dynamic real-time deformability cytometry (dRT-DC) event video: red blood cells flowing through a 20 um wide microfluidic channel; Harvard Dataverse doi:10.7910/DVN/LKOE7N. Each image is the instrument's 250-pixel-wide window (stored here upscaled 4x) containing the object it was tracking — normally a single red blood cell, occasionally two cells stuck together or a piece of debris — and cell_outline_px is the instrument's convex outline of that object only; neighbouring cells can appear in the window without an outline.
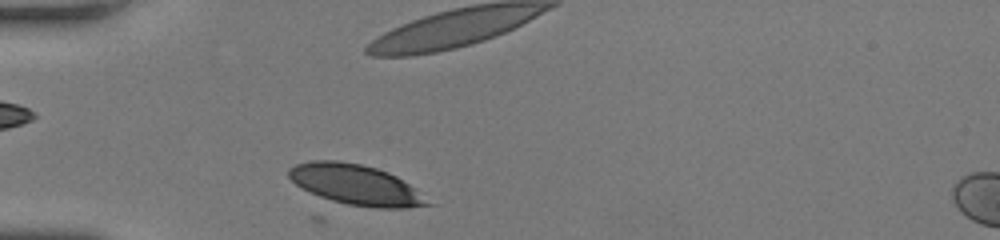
{"species": "human", "species_latin": "Homo sapiens", "temperature_condition": "room temperature", "stored_images_in_passage": 29, "camera_frame_rate_fps": 3000, "um_per_image_px": 0.085, "donor": {"sex": "female"}, "frame": {"image": 1, "passage_image": 1, "time_ms": 0.0, "image_size_px": [1000, 240], "cell_outline_px": [[436, 204], [408, 208], [376, 208], [348, 204], [332, 200], [320, 196], [296, 184], [288, 176], [288, 168], [296, 164], [308, 160], [336, 160], [360, 164], [376, 168], [388, 172], [396, 176], [416, 188]], "centroid_in_image_um": [30.31, 15.7], "position_along_channel_um": 54.7, "area_um2": 32.6}, "authors_computed_cell_mechanics": {"area_um2": 34.3332, "velocity_mm_per_s": 4.0582, "shape_relaxation_time_tau1_ms": 3.6865, "shape_relaxation_time_tau2_ms": null, "deformation_change_tau1": 0.1568, "deformation_change_tau2": null}}